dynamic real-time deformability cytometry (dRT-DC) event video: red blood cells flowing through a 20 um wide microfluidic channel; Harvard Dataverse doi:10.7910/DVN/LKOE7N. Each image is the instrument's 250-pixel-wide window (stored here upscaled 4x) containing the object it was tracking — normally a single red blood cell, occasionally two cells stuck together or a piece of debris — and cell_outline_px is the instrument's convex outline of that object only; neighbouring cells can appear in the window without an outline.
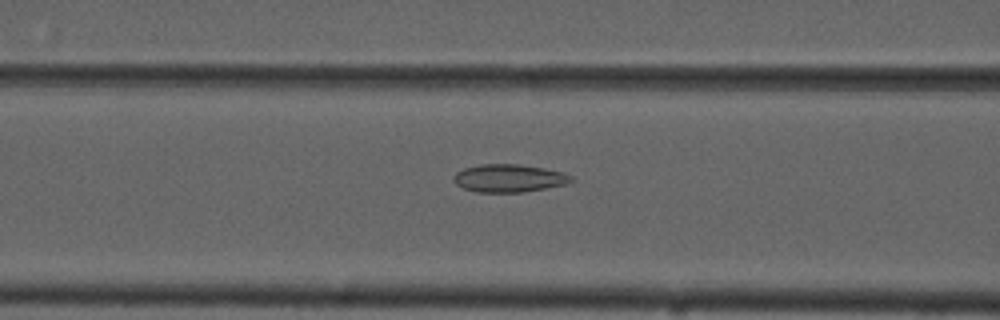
{"species": "common noctule bat (a hibernating species)", "species_latin": "Nyctalus noctula", "temperature_condition": "cold", "stored_images_in_passage": 54, "camera_frame_rate_fps": 3000, "um_per_image_px": 0.085, "animal": {"sex": "male", "forearm_length_mm": 52.5}, "frame": {"image": 1, "passage_image": 22, "time_ms": 7.0, "image_size_px": [1000, 320], "cell_outline_px": [[576, 180], [568, 184], [524, 192], [476, 192], [464, 188], [456, 184], [452, 180], [452, 176], [456, 172], [464, 168], [480, 164], [520, 164], [544, 168], [564, 172], [572, 176]], "centroid_in_image_um": [43.29, 15.14], "position_along_channel_um": 123.3, "area_um2": 19.36}}
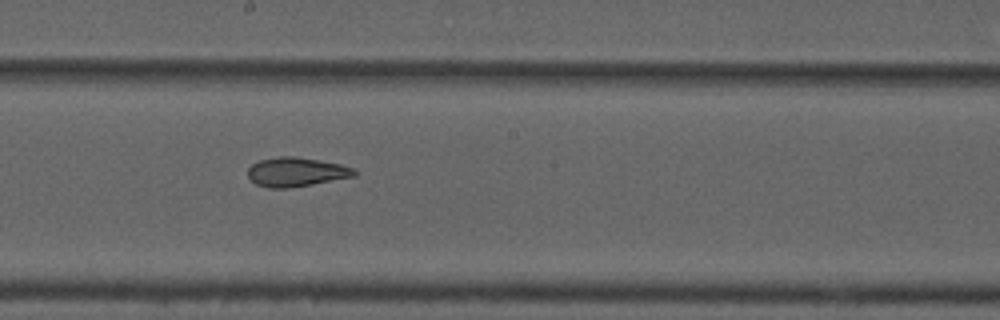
{"frame": {"image": 2, "passage_image": 30, "time_ms": 9.667, "image_size_px": [1000, 320], "cell_outline_px": [[360, 172], [356, 176], [312, 184], [288, 188], [268, 188], [256, 184], [248, 176], [248, 168], [252, 164], [260, 160], [280, 156], [296, 156], [340, 164], [356, 168]], "centroid_in_image_um": [25.22, 14.61], "position_along_channel_um": 223.0, "area_um2": 18.21}}
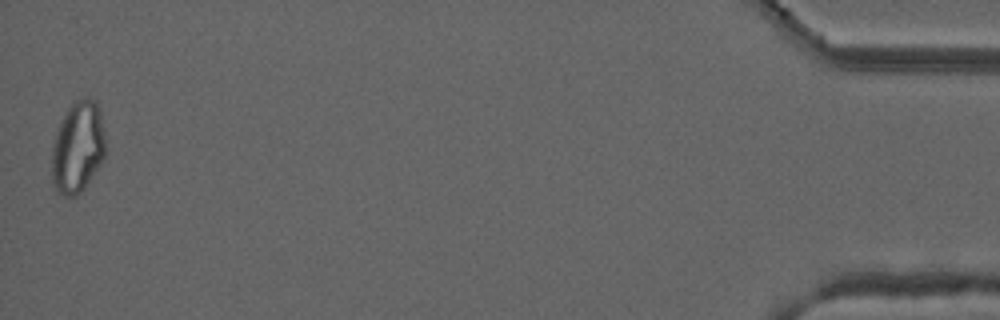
{"frame": {"image": 3, "passage_image": 54, "time_ms": 17.667, "image_size_px": [1000, 320], "cell_outline_px": [[104, 160], [84, 188], [76, 196], [64, 196], [56, 192], [52, 184], [52, 148], [56, 132], [68, 108], [76, 100], [84, 96], [88, 96], [96, 100], [100, 112], [104, 132]], "centroid_in_image_um": [6.61, 12.52], "position_along_channel_um": 428.6, "area_um2": 28.73}, "authors_computed_cell_mechanics": {"area_um2": 21.4149, "velocity_mm_per_s": 3.7425, "shape_relaxation_time_tau1_ms": null, "shape_relaxation_time_tau2_ms": 2.2938, "deformation_change_tau1": null, "deformation_change_tau2": 0.0957}}